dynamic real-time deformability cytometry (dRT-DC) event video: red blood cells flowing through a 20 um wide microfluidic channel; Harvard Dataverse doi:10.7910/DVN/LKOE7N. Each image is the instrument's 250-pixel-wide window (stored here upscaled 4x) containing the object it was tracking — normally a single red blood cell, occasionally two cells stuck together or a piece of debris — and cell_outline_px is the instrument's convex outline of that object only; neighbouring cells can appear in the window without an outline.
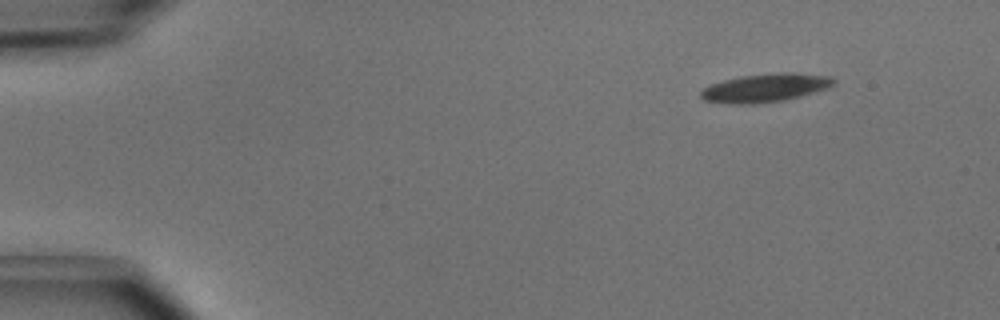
{"species": "common noctule bat (a hibernating species)", "species_latin": "Nyctalus noctula", "temperature_condition": "cold", "stored_images_in_passage": 3, "camera_frame_rate_fps": 3000, "um_per_image_px": 0.085, "animal": {"sex": "male", "body_mass_g": 15.6}, "frame": {"image": 1, "passage_image": 1, "time_ms": 0.0, "image_size_px": [1000, 320], "cell_outline_px": [[836, 80], [832, 88], [784, 100], [756, 104], [732, 104], [704, 100], [700, 96], [700, 92], [704, 88], [712, 84], [724, 80], [740, 76], [784, 72], [796, 72], [832, 76]], "centroid_in_image_um": [65.13, 7.46], "position_along_channel_um": 19.9, "area_um2": 22.2}}